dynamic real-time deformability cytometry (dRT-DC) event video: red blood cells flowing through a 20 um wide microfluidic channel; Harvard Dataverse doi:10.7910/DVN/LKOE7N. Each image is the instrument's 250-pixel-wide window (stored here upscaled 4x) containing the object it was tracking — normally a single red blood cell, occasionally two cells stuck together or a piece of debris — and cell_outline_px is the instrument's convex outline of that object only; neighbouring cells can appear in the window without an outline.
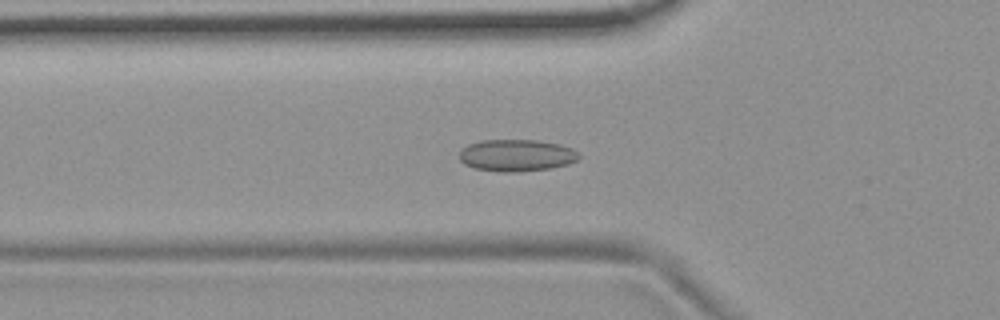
{"species": "common noctule bat (a hibernating species)", "species_latin": "Nyctalus noctula", "temperature_condition": "room temperature", "stored_images_in_passage": 45, "camera_frame_rate_fps": 3000, "um_per_image_px": 0.085, "animal": {"sex": "female", "body_mass_g": 19.9}, "frame": {"image": 1, "passage_image": 9, "time_ms": 2.667, "image_size_px": [1000, 320], "cell_outline_px": [[580, 156], [576, 160], [568, 164], [552, 168], [516, 172], [500, 172], [476, 168], [464, 164], [460, 160], [460, 148], [468, 144], [480, 140], [536, 140], [560, 144], [572, 148]], "centroid_in_image_um": [43.88, 13.2], "position_along_channel_um": 81.9, "area_um2": 22.31}}
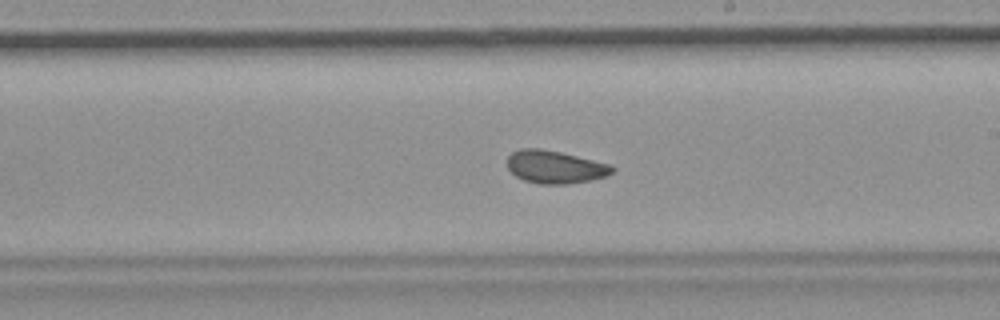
{"frame": {"image": 2, "passage_image": 22, "time_ms": 7.0, "image_size_px": [1000, 320], "cell_outline_px": [[616, 168], [608, 176], [592, 180], [568, 184], [540, 184], [524, 180], [516, 176], [508, 168], [508, 156], [512, 152], [520, 148], [540, 148], [560, 152], [612, 164]], "centroid_in_image_um": [47.21, 14.19], "position_along_channel_um": 241.8, "area_um2": 20.23}}
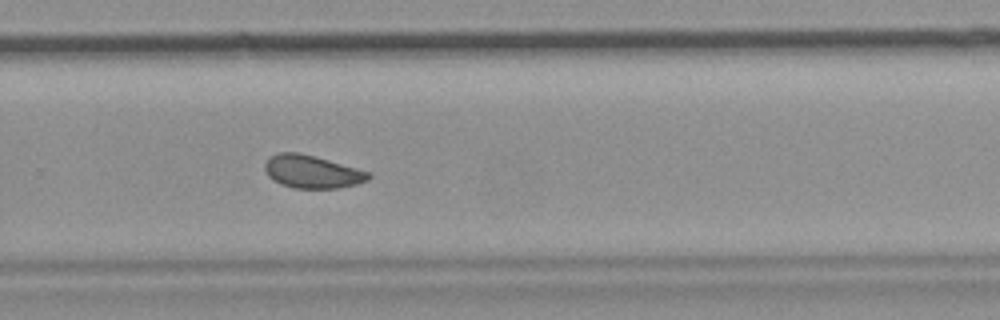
{"frame": {"image": 3, "passage_image": 27, "time_ms": 8.667, "image_size_px": [1000, 320], "cell_outline_px": [[372, 176], [368, 180], [356, 184], [336, 188], [292, 188], [280, 184], [272, 180], [268, 176], [264, 168], [264, 164], [268, 156], [276, 152], [300, 152], [372, 172]], "centroid_in_image_um": [26.49, 14.58], "position_along_channel_um": 303.3, "area_um2": 20.17}, "authors_computed_cell_mechanics": {"area_um2": 20.2878, "velocity_mm_per_s": 3.6914, "shape_relaxation_time_tau1_ms": null, "shape_relaxation_time_tau2_ms": 1.7488, "deformation_change_tau1": null, "deformation_change_tau2": 0.0632}}